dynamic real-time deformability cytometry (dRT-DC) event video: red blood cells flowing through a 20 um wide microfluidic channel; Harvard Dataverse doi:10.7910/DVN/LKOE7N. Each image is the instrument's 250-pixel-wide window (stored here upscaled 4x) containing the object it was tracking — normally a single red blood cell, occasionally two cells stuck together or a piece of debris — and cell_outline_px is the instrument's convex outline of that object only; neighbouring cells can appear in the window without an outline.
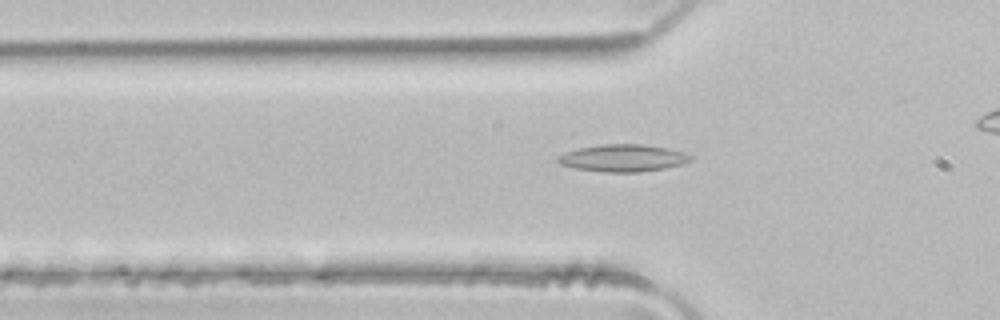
{"species": "common noctule bat (a hibernating species)", "species_latin": "Nyctalus noctula", "temperature_condition": "room temperature", "stored_images_in_passage": 40, "camera_frame_rate_fps": 3000, "um_per_image_px": 0.085, "animal": {"sex": "male", "body_mass_g": 21.5, "forearm_length_mm": 52.0}, "frame": {"image": 1, "passage_image": 16, "time_ms": 5.0, "image_size_px": [1000, 320], "cell_outline_px": [[692, 160], [680, 164], [664, 168], [640, 172], [608, 172], [576, 168], [560, 164], [556, 160], [556, 156], [564, 152], [580, 148], [604, 144], [644, 144], [668, 148], [684, 152], [692, 156]], "centroid_in_image_um": [52.95, 13.42], "position_along_channel_um": 72.9, "area_um2": 20.92}}
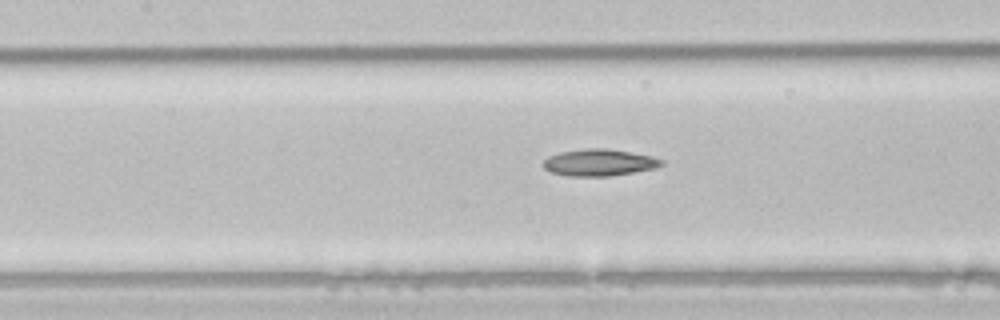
{"frame": {"image": 2, "passage_image": 22, "time_ms": 7.0, "image_size_px": [1000, 320], "cell_outline_px": [[664, 164], [656, 168], [608, 176], [568, 176], [548, 172], [544, 168], [544, 160], [548, 156], [560, 152], [584, 148], [608, 148], [652, 156], [664, 160]], "centroid_in_image_um": [50.92, 13.81], "position_along_channel_um": 156.5, "area_um2": 18.55}}
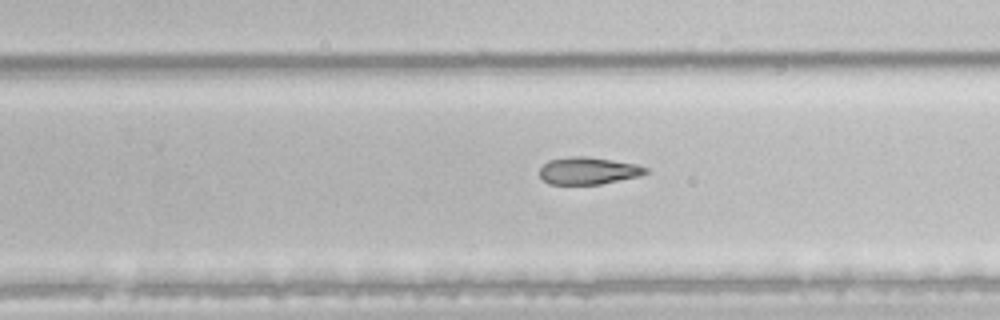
{"frame": {"image": 3, "passage_image": 31, "time_ms": 10.0, "image_size_px": [1000, 320], "cell_outline_px": [[652, 172], [640, 176], [600, 184], [548, 184], [540, 176], [540, 168], [548, 160], [572, 156], [584, 156], [612, 160], [636, 164], [648, 168]], "centroid_in_image_um": [50.04, 14.51], "position_along_channel_um": 279.8, "area_um2": 16.88}}